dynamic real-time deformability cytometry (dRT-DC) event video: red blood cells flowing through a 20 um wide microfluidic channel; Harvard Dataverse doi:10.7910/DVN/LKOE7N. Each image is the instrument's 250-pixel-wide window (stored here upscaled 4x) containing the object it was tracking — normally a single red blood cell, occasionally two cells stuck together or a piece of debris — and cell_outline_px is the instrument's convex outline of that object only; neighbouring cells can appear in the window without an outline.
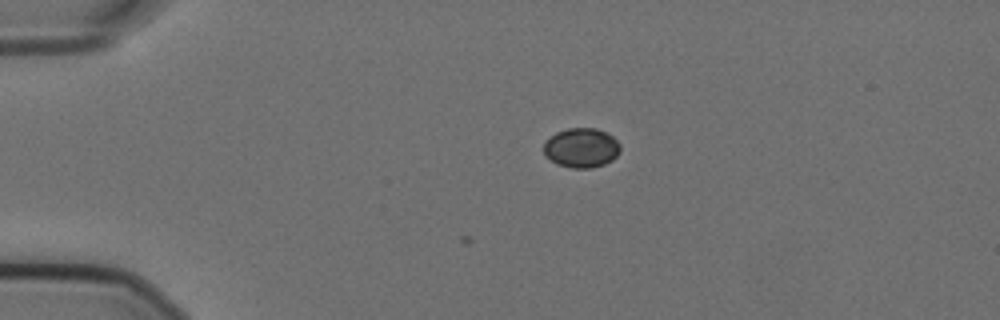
{"species": "Egyptian fruit bat (a non-hibernating species)", "species_latin": "Rousettus aegyptiacus", "temperature_condition": "cold", "stored_images_in_passage": 3, "camera_frame_rate_fps": 3000, "um_per_image_px": 0.085, "animal": {"sex": "female"}, "frame": {"image": 1, "passage_image": 1, "time_ms": 0.0, "image_size_px": [1000, 320], "cell_outline_px": [[620, 152], [612, 160], [604, 164], [592, 168], [572, 168], [556, 164], [544, 152], [544, 140], [556, 132], [568, 128], [596, 128], [612, 136], [620, 144]], "centroid_in_image_um": [49.42, 12.56], "position_along_channel_um": 35.6, "area_um2": 17.63}}